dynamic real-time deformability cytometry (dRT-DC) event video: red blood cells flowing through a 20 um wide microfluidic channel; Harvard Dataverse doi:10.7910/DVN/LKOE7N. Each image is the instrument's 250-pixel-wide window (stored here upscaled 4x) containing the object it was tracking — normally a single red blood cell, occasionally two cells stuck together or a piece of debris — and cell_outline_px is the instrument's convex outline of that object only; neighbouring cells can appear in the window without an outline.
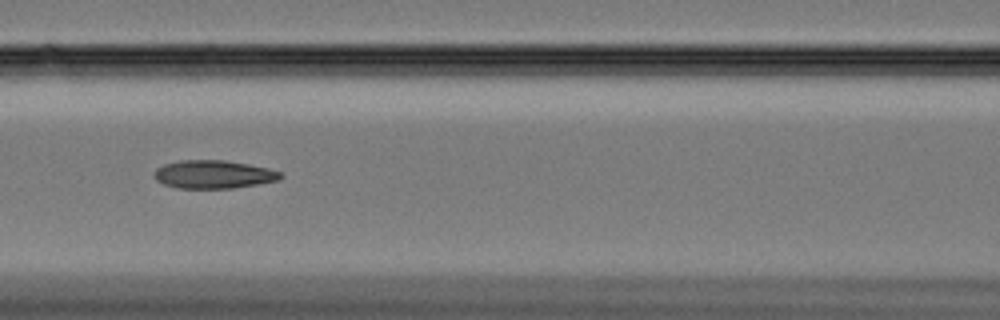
{"species": "Egyptian fruit bat (a non-hibernating species)", "species_latin": "Rousettus aegyptiacus", "temperature_condition": "cold", "stored_images_in_passage": 18, "camera_frame_rate_fps": 3000, "um_per_image_px": 0.085, "animal": {"sex": "female"}, "frame": {"image": 1, "passage_image": 11, "time_ms": 3.333, "image_size_px": [1000, 320], "cell_outline_px": [[284, 176], [280, 180], [232, 188], [176, 188], [164, 184], [156, 180], [152, 176], [152, 172], [156, 168], [164, 164], [180, 160], [224, 160], [248, 164], [268, 168], [280, 172]], "centroid_in_image_um": [18.11, 14.82], "position_along_channel_um": 148.5, "area_um2": 20.87}}
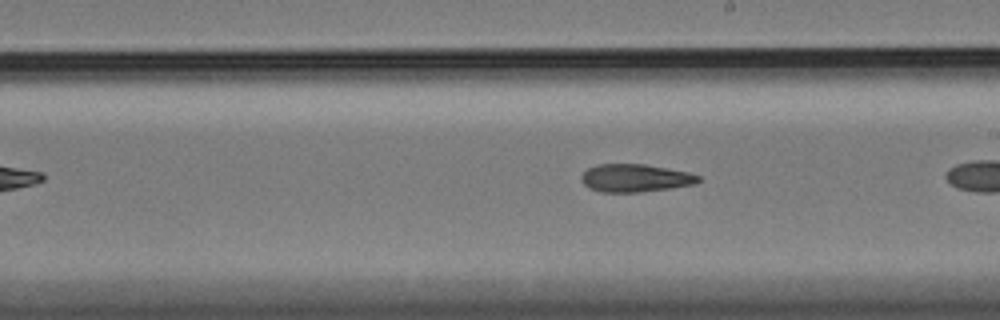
{"frame": {"image": 2, "passage_image": 16, "time_ms": 5.0, "image_size_px": [1000, 320], "cell_outline_px": [[700, 180], [696, 184], [672, 188], [640, 192], [600, 192], [588, 188], [580, 180], [580, 176], [588, 168], [596, 164], [644, 164], [688, 172], [700, 176]], "centroid_in_image_um": [53.97, 15.14], "position_along_channel_um": 235.0, "area_um2": 19.13}}